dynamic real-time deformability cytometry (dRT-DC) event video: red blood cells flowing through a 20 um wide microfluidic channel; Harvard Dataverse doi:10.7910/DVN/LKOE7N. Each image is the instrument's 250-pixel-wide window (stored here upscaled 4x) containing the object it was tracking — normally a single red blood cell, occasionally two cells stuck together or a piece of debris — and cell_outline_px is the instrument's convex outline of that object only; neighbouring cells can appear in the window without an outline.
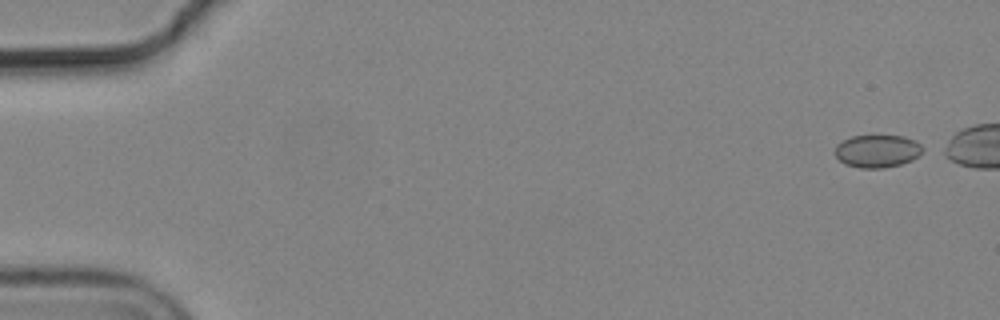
{"species": "common noctule bat (a hibernating species)", "species_latin": "Nyctalus noctula", "temperature_condition": "cold", "stored_images_in_passage": 48, "camera_frame_rate_fps": 3000, "um_per_image_px": 0.085, "animal": {"sex": "male", "body_mass_g": 19.2, "forearm_length_mm": 51.8}, "frame": {"image": 1, "passage_image": 2, "time_ms": 0.333, "image_size_px": [1000, 320], "cell_outline_px": [[928, 148], [912, 160], [900, 164], [884, 168], [860, 168], [844, 164], [836, 156], [836, 144], [852, 136], [904, 136], [916, 140]], "centroid_in_image_um": [74.63, 12.84], "position_along_channel_um": 10.4, "area_um2": 16.88}}
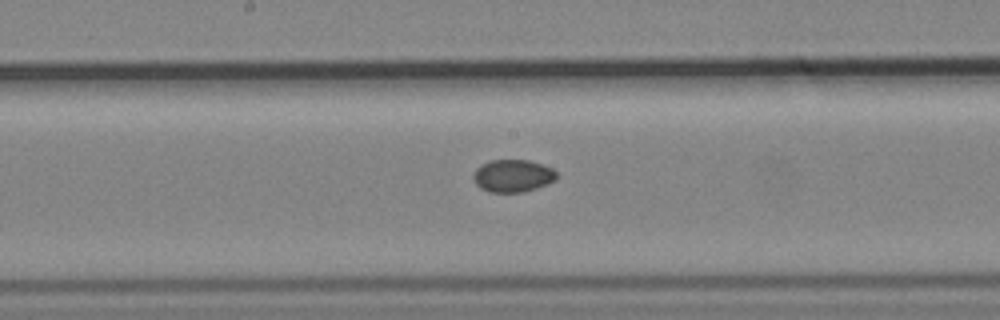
{"frame": {"image": 2, "passage_image": 29, "time_ms": 9.333, "image_size_px": [1000, 320], "cell_outline_px": [[556, 180], [548, 184], [524, 192], [488, 192], [480, 188], [476, 184], [472, 176], [476, 168], [480, 164], [488, 160], [528, 160], [552, 168], [556, 172]], "centroid_in_image_um": [43.56, 14.94], "position_along_channel_um": 204.6, "area_um2": 15.9}}
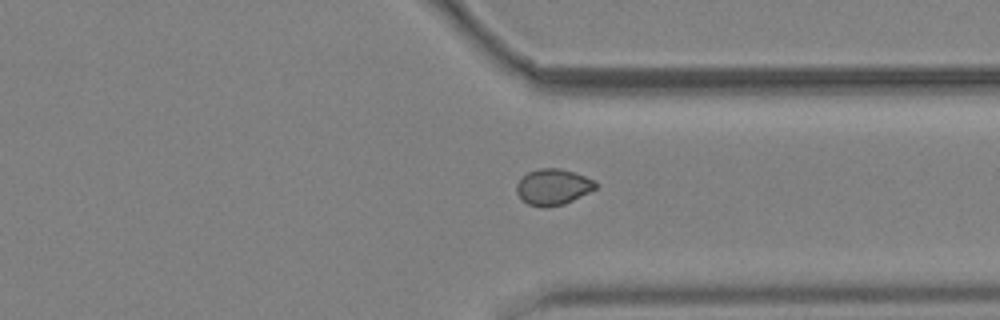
{"frame": {"image": 3, "passage_image": 42, "time_ms": 13.667, "image_size_px": [1000, 320], "cell_outline_px": [[600, 184], [596, 188], [564, 204], [544, 208], [528, 204], [516, 192], [516, 184], [528, 172], [540, 168], [560, 168], [596, 180]], "centroid_in_image_um": [47.03, 15.89], "position_along_channel_um": 364.4, "area_um2": 16.47}, "authors_computed_cell_mechanics": {"area_um2": 16.2707, "velocity_mm_per_s": 3.7013, "shape_relaxation_time_tau1_ms": null, "shape_relaxation_time_tau2_ms": 3.0606, "deformation_change_tau1": null, "deformation_change_tau2": 0.0368}}